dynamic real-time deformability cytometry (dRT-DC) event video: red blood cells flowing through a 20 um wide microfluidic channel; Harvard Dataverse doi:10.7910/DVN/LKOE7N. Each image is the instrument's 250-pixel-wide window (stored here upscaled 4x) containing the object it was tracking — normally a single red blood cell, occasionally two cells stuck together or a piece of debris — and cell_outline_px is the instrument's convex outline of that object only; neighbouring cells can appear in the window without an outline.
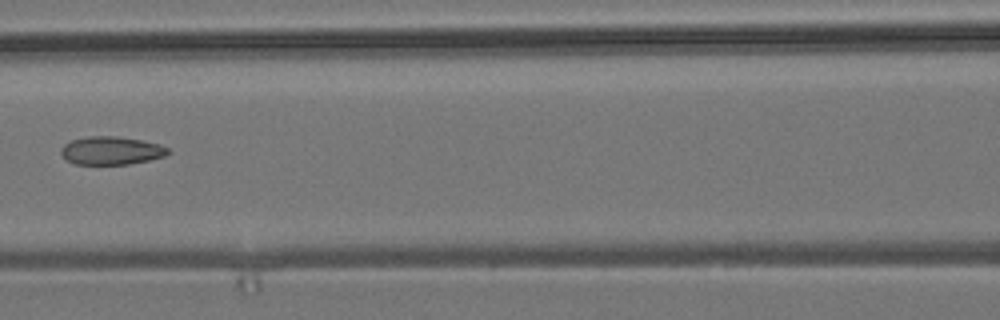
{"species": "common noctule bat (a hibernating species)", "species_latin": "Nyctalus noctula", "temperature_condition": "room temperature", "stored_images_in_passage": 5, "camera_frame_rate_fps": 3000, "um_per_image_px": 0.085, "animal": {"sex": "male", "body_mass_g": 19.2, "forearm_length_mm": 51.8}, "frame": {"image": 1, "passage_image": 5, "time_ms": 4.667, "image_size_px": [1000, 320], "cell_outline_px": [[172, 152], [164, 156], [148, 160], [128, 164], [76, 164], [68, 160], [60, 152], [60, 148], [64, 144], [72, 140], [88, 136], [116, 136], [140, 140], [160, 144], [168, 148]], "centroid_in_image_um": [9.47, 12.79], "position_along_channel_um": 157.1, "area_um2": 17.46}}